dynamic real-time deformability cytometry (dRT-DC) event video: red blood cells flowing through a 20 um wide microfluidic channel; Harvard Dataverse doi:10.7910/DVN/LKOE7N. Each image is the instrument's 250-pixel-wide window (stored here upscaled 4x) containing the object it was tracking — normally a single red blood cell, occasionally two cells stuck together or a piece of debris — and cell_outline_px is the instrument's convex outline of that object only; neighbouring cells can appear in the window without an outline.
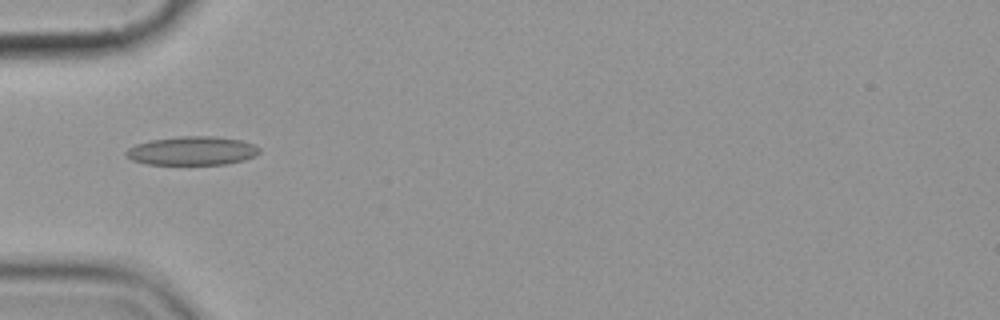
{"species": "common noctule bat (a hibernating species)", "species_latin": "Nyctalus noctula", "temperature_condition": "cold", "stored_images_in_passage": 3, "camera_frame_rate_fps": 3000, "um_per_image_px": 0.085, "animal": {"sex": "female", "body_mass_g": 19.9}, "frame": {"image": 1, "passage_image": 3, "time_ms": 2.333, "image_size_px": [1000, 320], "cell_outline_px": [[260, 152], [256, 156], [244, 160], [224, 164], [144, 164], [132, 160], [124, 152], [128, 148], [136, 144], [148, 140], [180, 136], [216, 136], [240, 140], [252, 144], [260, 148]], "centroid_in_image_um": [16.32, 12.81], "position_along_channel_um": 68.7, "area_um2": 22.37}}